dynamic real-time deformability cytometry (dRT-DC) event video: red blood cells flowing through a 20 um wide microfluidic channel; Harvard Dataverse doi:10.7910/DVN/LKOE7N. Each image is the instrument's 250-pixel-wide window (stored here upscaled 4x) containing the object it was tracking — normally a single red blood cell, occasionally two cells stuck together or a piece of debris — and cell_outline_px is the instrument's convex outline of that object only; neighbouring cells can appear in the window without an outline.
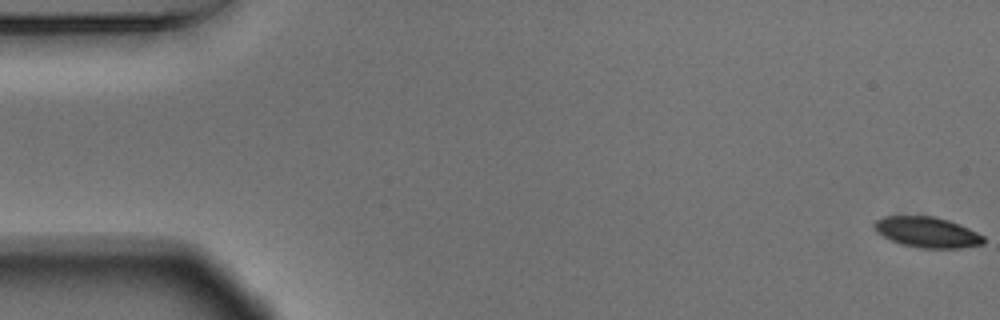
{"species": "Egyptian fruit bat (a non-hibernating species)", "species_latin": "Rousettus aegyptiacus", "temperature_condition": "warm", "stored_images_in_passage": 56, "camera_frame_rate_fps": 3000, "um_per_image_px": 0.085, "animal": {"sex": "male"}, "frame": {"image": 1, "passage_image": 1, "time_ms": 0.0, "image_size_px": [1000, 320], "cell_outline_px": [[984, 244], [960, 248], [920, 248], [900, 244], [876, 232], [872, 224], [876, 220], [884, 216], [936, 216], [960, 224], [984, 236]], "centroid_in_image_um": [78.8, 19.73], "position_along_channel_um": 6.2, "area_um2": 19.54}}
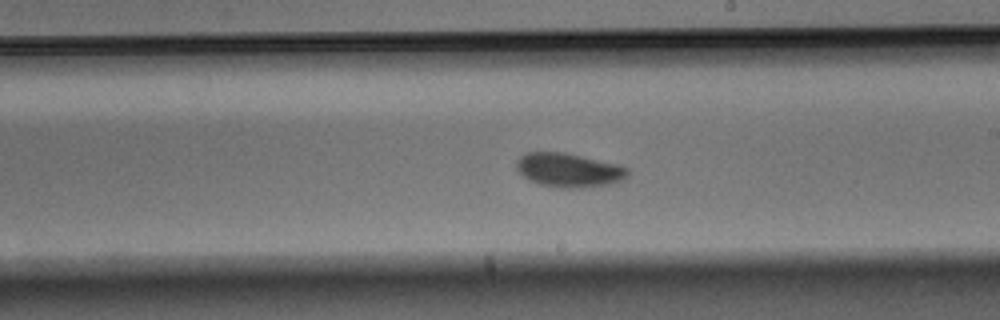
{"frame": {"image": 2, "passage_image": 32, "time_ms": 10.333, "image_size_px": [1000, 320], "cell_outline_px": [[628, 176], [612, 184], [580, 188], [564, 188], [540, 184], [528, 180], [516, 168], [516, 160], [524, 152], [564, 152], [620, 164], [628, 168]], "centroid_in_image_um": [48.35, 14.45], "position_along_channel_um": 240.6, "area_um2": 22.2}}
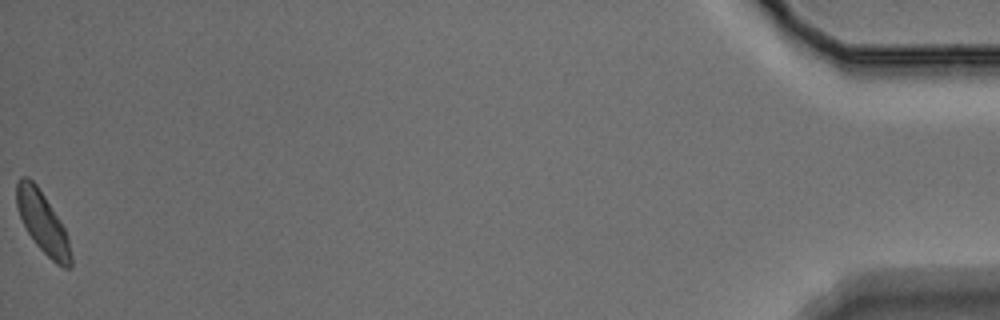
{"frame": {"image": 3, "passage_image": 56, "time_ms": 18.333, "image_size_px": [1000, 320], "cell_outline_px": [[72, 268], [64, 268], [56, 264], [36, 244], [28, 232], [20, 216], [16, 204], [16, 184], [20, 176], [28, 176], [36, 184], [60, 220], [68, 236], [72, 256]], "centroid_in_image_um": [3.64, 18.92], "position_along_channel_um": 431.6, "area_um2": 19.25}, "authors_computed_cell_mechanics": {"area_um2": 20.7213, "velocity_mm_per_s": 3.6546, "shape_relaxation_time_tau1_ms": 2.2039, "shape_relaxation_time_tau2_ms": null, "deformation_change_tau1": 0.0918, "deformation_change_tau2": null}}